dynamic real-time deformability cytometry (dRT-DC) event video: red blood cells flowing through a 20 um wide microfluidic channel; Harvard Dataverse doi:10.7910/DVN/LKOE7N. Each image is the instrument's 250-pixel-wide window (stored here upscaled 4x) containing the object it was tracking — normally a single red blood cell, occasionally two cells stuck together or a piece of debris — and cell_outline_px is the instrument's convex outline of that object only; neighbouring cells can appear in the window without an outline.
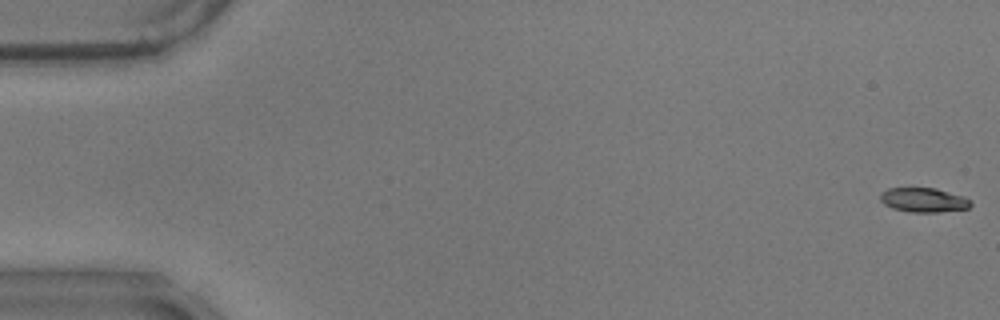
{"species": "common noctule bat (a hibernating species)", "species_latin": "Nyctalus noctula", "temperature_condition": "warm", "stored_images_in_passage": 16, "camera_frame_rate_fps": 3000, "um_per_image_px": 0.085, "animal": {"sex": "male", "body_mass_g": 17.9}, "frame": {"image": 1, "passage_image": 1, "time_ms": 0.0, "image_size_px": [1000, 320], "cell_outline_px": [[972, 204], [968, 208], [940, 212], [912, 212], [892, 208], [884, 204], [880, 200], [880, 192], [888, 188], [936, 188], [964, 196]], "centroid_in_image_um": [78.48, 16.99], "position_along_channel_um": 6.5, "area_um2": 12.83}}